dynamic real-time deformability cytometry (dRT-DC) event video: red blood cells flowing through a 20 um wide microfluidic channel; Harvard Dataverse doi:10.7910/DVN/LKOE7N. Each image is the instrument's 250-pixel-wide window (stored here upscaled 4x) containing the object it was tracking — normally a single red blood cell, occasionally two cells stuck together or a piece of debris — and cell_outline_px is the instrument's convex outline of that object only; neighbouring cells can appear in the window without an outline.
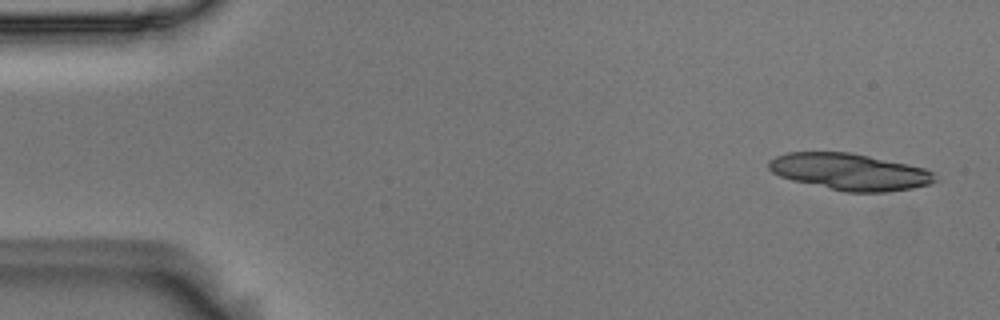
{"species": "Egyptian fruit bat (a non-hibernating species)", "species_latin": "Rousettus aegyptiacus", "temperature_condition": "room temperature", "stored_images_in_passage": 6, "segment_of_instrument_passage": [2, 2], "camera_frame_rate_fps": 3000, "um_per_image_px": 0.085, "animal": {"sex": "male"}, "frame": {"image": 1, "passage_image": 6, "time_ms": 1.667, "image_size_px": [1000, 320], "cell_outline_px": [[940, 180], [928, 184], [912, 188], [884, 192], [844, 192], [792, 180], [780, 176], [772, 172], [768, 168], [768, 160], [776, 156], [788, 152], [852, 152], [908, 164], [924, 168], [932, 172]], "centroid_in_image_um": [72.22, 14.6], "position_along_channel_um": 12.8, "area_um2": 35.6}}